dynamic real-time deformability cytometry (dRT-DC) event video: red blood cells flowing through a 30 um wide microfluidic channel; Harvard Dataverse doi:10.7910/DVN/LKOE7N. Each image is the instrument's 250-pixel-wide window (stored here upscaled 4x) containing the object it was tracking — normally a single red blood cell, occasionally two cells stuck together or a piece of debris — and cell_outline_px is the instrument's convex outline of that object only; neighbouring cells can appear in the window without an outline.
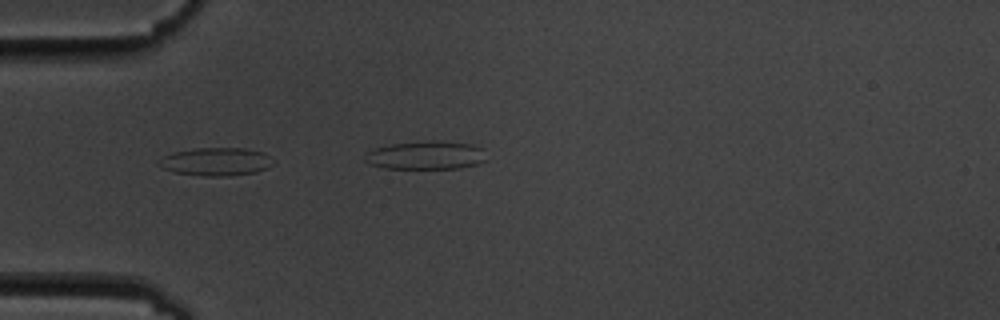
{"species": "common noctule bat (a hibernating species)", "species_latin": "Nyctalus noctula", "temperature_condition": "cold", "stored_images_in_passage": 7, "camera_frame_rate_fps": 3000, "um_per_image_px": 0.085, "animal": {"sex": "male", "body_mass_g": 19.5, "forearm_length_mm": 54.6}, "frame": {"image": 1, "passage_image": 5, "time_ms": 4.667, "image_size_px": [1000, 320], "cell_outline_px": [[272, 164], [268, 168], [256, 172], [228, 176], [208, 176], [176, 172], [164, 168], [156, 164], [156, 160], [172, 152], [196, 148], [244, 148], [264, 152], [268, 156]], "centroid_in_image_um": [18.33, 13.73], "position_along_channel_um": 66.7, "area_um2": 18.61}}